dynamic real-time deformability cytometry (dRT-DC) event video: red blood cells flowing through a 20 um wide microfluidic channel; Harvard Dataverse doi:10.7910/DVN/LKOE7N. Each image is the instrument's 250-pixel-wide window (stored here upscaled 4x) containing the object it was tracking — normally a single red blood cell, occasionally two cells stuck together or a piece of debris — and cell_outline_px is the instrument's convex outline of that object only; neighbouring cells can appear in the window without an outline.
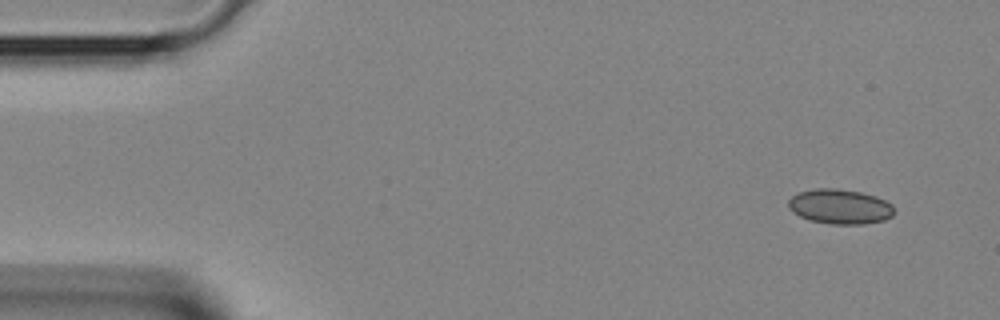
{"species": "Egyptian fruit bat (a non-hibernating species)", "species_latin": "Rousettus aegyptiacus", "temperature_condition": "room temperature", "stored_images_in_passage": 38, "camera_frame_rate_fps": 3000, "um_per_image_px": 0.085, "animal": {"sex": "female"}, "frame": {"image": 1, "passage_image": 1, "time_ms": 0.0, "image_size_px": [1000, 320], "cell_outline_px": [[892, 216], [884, 220], [864, 224], [832, 224], [812, 220], [800, 216], [792, 212], [788, 208], [788, 200], [792, 196], [800, 192], [812, 188], [836, 188], [860, 192], [876, 196], [892, 204]], "centroid_in_image_um": [71.37, 17.55], "position_along_channel_um": 13.6, "area_um2": 21.39}}
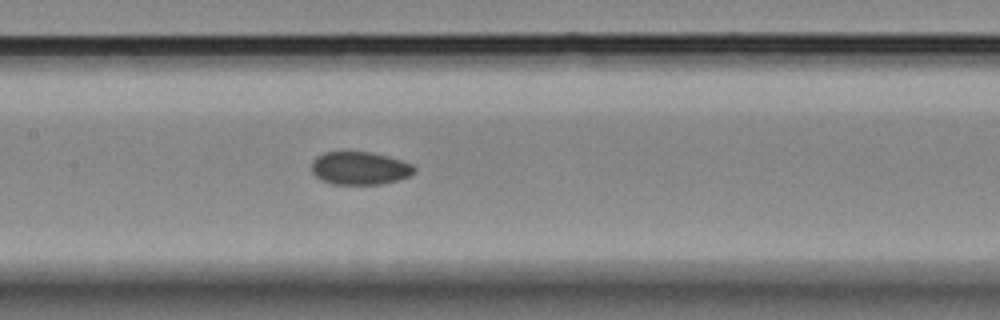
{"frame": {"image": 2, "passage_image": 17, "time_ms": 5.333, "image_size_px": [1000, 320], "cell_outline_px": [[416, 172], [412, 176], [380, 184], [332, 184], [316, 176], [312, 172], [312, 160], [316, 156], [324, 152], [372, 152], [388, 156], [412, 164], [416, 168]], "centroid_in_image_um": [30.6, 14.29], "position_along_channel_um": 176.8, "area_um2": 19.77}}
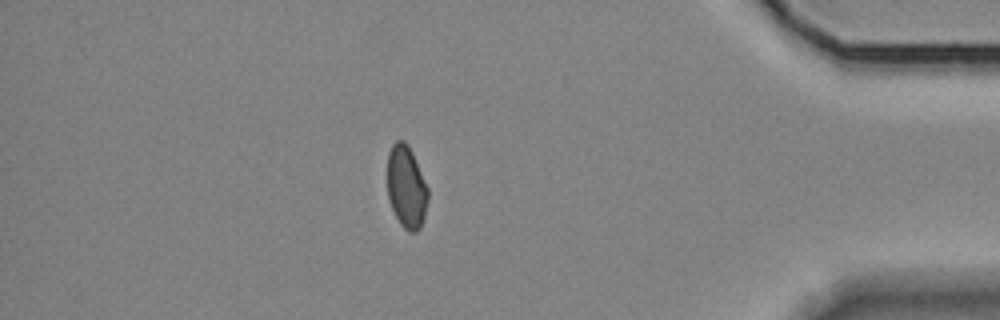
{"frame": {"image": 3, "passage_image": 33, "time_ms": 10.667, "image_size_px": [1000, 320], "cell_outline_px": [[428, 200], [424, 216], [420, 228], [416, 232], [408, 232], [400, 224], [388, 200], [388, 152], [392, 144], [396, 140], [404, 140], [408, 144], [412, 152], [428, 188]], "centroid_in_image_um": [34.54, 15.89], "position_along_channel_um": 400.7, "area_um2": 19.54}}